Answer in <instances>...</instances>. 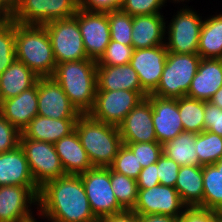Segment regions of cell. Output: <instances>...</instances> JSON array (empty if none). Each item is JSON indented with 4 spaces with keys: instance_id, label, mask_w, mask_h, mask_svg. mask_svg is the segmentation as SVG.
<instances>
[{
    "instance_id": "8992f818",
    "label": "cell",
    "mask_w": 222,
    "mask_h": 222,
    "mask_svg": "<svg viewBox=\"0 0 222 222\" xmlns=\"http://www.w3.org/2000/svg\"><path fill=\"white\" fill-rule=\"evenodd\" d=\"M186 3L183 7H179L173 14L170 23H165V45L168 52L177 54H197L201 27L204 21L202 16L193 9L187 7ZM192 8V9H191Z\"/></svg>"
},
{
    "instance_id": "836d02e7",
    "label": "cell",
    "mask_w": 222,
    "mask_h": 222,
    "mask_svg": "<svg viewBox=\"0 0 222 222\" xmlns=\"http://www.w3.org/2000/svg\"><path fill=\"white\" fill-rule=\"evenodd\" d=\"M111 40L132 46L133 17L121 10L108 11Z\"/></svg>"
},
{
    "instance_id": "ac0fdd59",
    "label": "cell",
    "mask_w": 222,
    "mask_h": 222,
    "mask_svg": "<svg viewBox=\"0 0 222 222\" xmlns=\"http://www.w3.org/2000/svg\"><path fill=\"white\" fill-rule=\"evenodd\" d=\"M152 116V105L145 98L127 114L118 126L122 142H157Z\"/></svg>"
},
{
    "instance_id": "d6a6232c",
    "label": "cell",
    "mask_w": 222,
    "mask_h": 222,
    "mask_svg": "<svg viewBox=\"0 0 222 222\" xmlns=\"http://www.w3.org/2000/svg\"><path fill=\"white\" fill-rule=\"evenodd\" d=\"M110 182L119 205L124 210H133L138 197L136 179L117 173L110 168Z\"/></svg>"
},
{
    "instance_id": "d590c367",
    "label": "cell",
    "mask_w": 222,
    "mask_h": 222,
    "mask_svg": "<svg viewBox=\"0 0 222 222\" xmlns=\"http://www.w3.org/2000/svg\"><path fill=\"white\" fill-rule=\"evenodd\" d=\"M134 48L120 42L110 40L103 55L96 62L97 66H120L128 64L131 60Z\"/></svg>"
},
{
    "instance_id": "5b68a950",
    "label": "cell",
    "mask_w": 222,
    "mask_h": 222,
    "mask_svg": "<svg viewBox=\"0 0 222 222\" xmlns=\"http://www.w3.org/2000/svg\"><path fill=\"white\" fill-rule=\"evenodd\" d=\"M200 61L198 54L168 52L160 82L151 94L171 99L186 96Z\"/></svg>"
},
{
    "instance_id": "5bb4252c",
    "label": "cell",
    "mask_w": 222,
    "mask_h": 222,
    "mask_svg": "<svg viewBox=\"0 0 222 222\" xmlns=\"http://www.w3.org/2000/svg\"><path fill=\"white\" fill-rule=\"evenodd\" d=\"M76 20L87 56L97 62L111 40L108 14L107 12H89L78 8Z\"/></svg>"
},
{
    "instance_id": "9c48e42d",
    "label": "cell",
    "mask_w": 222,
    "mask_h": 222,
    "mask_svg": "<svg viewBox=\"0 0 222 222\" xmlns=\"http://www.w3.org/2000/svg\"><path fill=\"white\" fill-rule=\"evenodd\" d=\"M149 94L130 90H97L88 114L106 124L119 126L127 114Z\"/></svg>"
},
{
    "instance_id": "f1b7e54d",
    "label": "cell",
    "mask_w": 222,
    "mask_h": 222,
    "mask_svg": "<svg viewBox=\"0 0 222 222\" xmlns=\"http://www.w3.org/2000/svg\"><path fill=\"white\" fill-rule=\"evenodd\" d=\"M196 133L182 131L174 139L162 144L163 154L178 165H199L195 150Z\"/></svg>"
},
{
    "instance_id": "d4e9b609",
    "label": "cell",
    "mask_w": 222,
    "mask_h": 222,
    "mask_svg": "<svg viewBox=\"0 0 222 222\" xmlns=\"http://www.w3.org/2000/svg\"><path fill=\"white\" fill-rule=\"evenodd\" d=\"M97 90H130L146 92L138 74L128 63L118 66H97Z\"/></svg>"
},
{
    "instance_id": "52a82bcc",
    "label": "cell",
    "mask_w": 222,
    "mask_h": 222,
    "mask_svg": "<svg viewBox=\"0 0 222 222\" xmlns=\"http://www.w3.org/2000/svg\"><path fill=\"white\" fill-rule=\"evenodd\" d=\"M78 0H13L10 19L24 25H44L76 14Z\"/></svg>"
},
{
    "instance_id": "f35d334b",
    "label": "cell",
    "mask_w": 222,
    "mask_h": 222,
    "mask_svg": "<svg viewBox=\"0 0 222 222\" xmlns=\"http://www.w3.org/2000/svg\"><path fill=\"white\" fill-rule=\"evenodd\" d=\"M166 0H123L120 10L133 16L160 14ZM163 7V8H162Z\"/></svg>"
},
{
    "instance_id": "7402d4cb",
    "label": "cell",
    "mask_w": 222,
    "mask_h": 222,
    "mask_svg": "<svg viewBox=\"0 0 222 222\" xmlns=\"http://www.w3.org/2000/svg\"><path fill=\"white\" fill-rule=\"evenodd\" d=\"M77 119H53L35 116L21 132L20 138L56 143L75 130Z\"/></svg>"
},
{
    "instance_id": "11a10c76",
    "label": "cell",
    "mask_w": 222,
    "mask_h": 222,
    "mask_svg": "<svg viewBox=\"0 0 222 222\" xmlns=\"http://www.w3.org/2000/svg\"><path fill=\"white\" fill-rule=\"evenodd\" d=\"M37 220H38V219L35 218V216H33V217H31L30 219L25 220V221H22V222H38Z\"/></svg>"
},
{
    "instance_id": "44dd1931",
    "label": "cell",
    "mask_w": 222,
    "mask_h": 222,
    "mask_svg": "<svg viewBox=\"0 0 222 222\" xmlns=\"http://www.w3.org/2000/svg\"><path fill=\"white\" fill-rule=\"evenodd\" d=\"M166 19L163 13L133 16L131 36L134 50L164 45Z\"/></svg>"
},
{
    "instance_id": "30bf717a",
    "label": "cell",
    "mask_w": 222,
    "mask_h": 222,
    "mask_svg": "<svg viewBox=\"0 0 222 222\" xmlns=\"http://www.w3.org/2000/svg\"><path fill=\"white\" fill-rule=\"evenodd\" d=\"M20 147L25 153L30 172L39 188L66 175L53 143L20 138Z\"/></svg>"
},
{
    "instance_id": "f907efd6",
    "label": "cell",
    "mask_w": 222,
    "mask_h": 222,
    "mask_svg": "<svg viewBox=\"0 0 222 222\" xmlns=\"http://www.w3.org/2000/svg\"><path fill=\"white\" fill-rule=\"evenodd\" d=\"M8 19L9 17L5 13H0V26H2Z\"/></svg>"
},
{
    "instance_id": "c3c4849f",
    "label": "cell",
    "mask_w": 222,
    "mask_h": 222,
    "mask_svg": "<svg viewBox=\"0 0 222 222\" xmlns=\"http://www.w3.org/2000/svg\"><path fill=\"white\" fill-rule=\"evenodd\" d=\"M13 8V0H0V13H5L10 17Z\"/></svg>"
},
{
    "instance_id": "f6af8a7d",
    "label": "cell",
    "mask_w": 222,
    "mask_h": 222,
    "mask_svg": "<svg viewBox=\"0 0 222 222\" xmlns=\"http://www.w3.org/2000/svg\"><path fill=\"white\" fill-rule=\"evenodd\" d=\"M138 189H149L160 184L157 175V162L142 168L136 179Z\"/></svg>"
},
{
    "instance_id": "d6986e66",
    "label": "cell",
    "mask_w": 222,
    "mask_h": 222,
    "mask_svg": "<svg viewBox=\"0 0 222 222\" xmlns=\"http://www.w3.org/2000/svg\"><path fill=\"white\" fill-rule=\"evenodd\" d=\"M0 114L20 132L38 115V81L19 95L0 102Z\"/></svg>"
},
{
    "instance_id": "74e56055",
    "label": "cell",
    "mask_w": 222,
    "mask_h": 222,
    "mask_svg": "<svg viewBox=\"0 0 222 222\" xmlns=\"http://www.w3.org/2000/svg\"><path fill=\"white\" fill-rule=\"evenodd\" d=\"M136 156L142 168L156 163L163 154L162 144L159 142L123 143Z\"/></svg>"
},
{
    "instance_id": "9a60e30c",
    "label": "cell",
    "mask_w": 222,
    "mask_h": 222,
    "mask_svg": "<svg viewBox=\"0 0 222 222\" xmlns=\"http://www.w3.org/2000/svg\"><path fill=\"white\" fill-rule=\"evenodd\" d=\"M38 115L53 119H78L81 113L53 77H39Z\"/></svg>"
},
{
    "instance_id": "603a6c76",
    "label": "cell",
    "mask_w": 222,
    "mask_h": 222,
    "mask_svg": "<svg viewBox=\"0 0 222 222\" xmlns=\"http://www.w3.org/2000/svg\"><path fill=\"white\" fill-rule=\"evenodd\" d=\"M54 147L66 175H80L93 168L76 130L54 143Z\"/></svg>"
},
{
    "instance_id": "f5cc1de1",
    "label": "cell",
    "mask_w": 222,
    "mask_h": 222,
    "mask_svg": "<svg viewBox=\"0 0 222 222\" xmlns=\"http://www.w3.org/2000/svg\"><path fill=\"white\" fill-rule=\"evenodd\" d=\"M167 1H168V2L170 1V3L173 1L172 3H174V4H175V3H176V4H177V3L180 4V3L182 2V5H183V4H184L183 2H186V3H187V2H189L190 0H166V3H167Z\"/></svg>"
},
{
    "instance_id": "7c38bea8",
    "label": "cell",
    "mask_w": 222,
    "mask_h": 222,
    "mask_svg": "<svg viewBox=\"0 0 222 222\" xmlns=\"http://www.w3.org/2000/svg\"><path fill=\"white\" fill-rule=\"evenodd\" d=\"M39 189L38 186H0V222H22L33 217Z\"/></svg>"
},
{
    "instance_id": "7dc6e473",
    "label": "cell",
    "mask_w": 222,
    "mask_h": 222,
    "mask_svg": "<svg viewBox=\"0 0 222 222\" xmlns=\"http://www.w3.org/2000/svg\"><path fill=\"white\" fill-rule=\"evenodd\" d=\"M139 222H179V217H171L160 214L138 215Z\"/></svg>"
},
{
    "instance_id": "4dcf8cb0",
    "label": "cell",
    "mask_w": 222,
    "mask_h": 222,
    "mask_svg": "<svg viewBox=\"0 0 222 222\" xmlns=\"http://www.w3.org/2000/svg\"><path fill=\"white\" fill-rule=\"evenodd\" d=\"M178 111L183 130L192 133L204 131V101L189 98H178Z\"/></svg>"
},
{
    "instance_id": "1f68e13d",
    "label": "cell",
    "mask_w": 222,
    "mask_h": 222,
    "mask_svg": "<svg viewBox=\"0 0 222 222\" xmlns=\"http://www.w3.org/2000/svg\"><path fill=\"white\" fill-rule=\"evenodd\" d=\"M195 150L199 166L214 164L222 158V137L204 130L196 135Z\"/></svg>"
},
{
    "instance_id": "f546056e",
    "label": "cell",
    "mask_w": 222,
    "mask_h": 222,
    "mask_svg": "<svg viewBox=\"0 0 222 222\" xmlns=\"http://www.w3.org/2000/svg\"><path fill=\"white\" fill-rule=\"evenodd\" d=\"M203 209L222 212V173L213 164L203 166Z\"/></svg>"
},
{
    "instance_id": "b9f144b4",
    "label": "cell",
    "mask_w": 222,
    "mask_h": 222,
    "mask_svg": "<svg viewBox=\"0 0 222 222\" xmlns=\"http://www.w3.org/2000/svg\"><path fill=\"white\" fill-rule=\"evenodd\" d=\"M204 130L222 137V109L210 101H204Z\"/></svg>"
},
{
    "instance_id": "8fae6325",
    "label": "cell",
    "mask_w": 222,
    "mask_h": 222,
    "mask_svg": "<svg viewBox=\"0 0 222 222\" xmlns=\"http://www.w3.org/2000/svg\"><path fill=\"white\" fill-rule=\"evenodd\" d=\"M94 216H104L124 211L119 205L110 182V167H93L79 175Z\"/></svg>"
},
{
    "instance_id": "4fadbf2b",
    "label": "cell",
    "mask_w": 222,
    "mask_h": 222,
    "mask_svg": "<svg viewBox=\"0 0 222 222\" xmlns=\"http://www.w3.org/2000/svg\"><path fill=\"white\" fill-rule=\"evenodd\" d=\"M186 208L175 187L159 184L149 189H138L133 211L138 215L160 214L180 217Z\"/></svg>"
},
{
    "instance_id": "e0dca14e",
    "label": "cell",
    "mask_w": 222,
    "mask_h": 222,
    "mask_svg": "<svg viewBox=\"0 0 222 222\" xmlns=\"http://www.w3.org/2000/svg\"><path fill=\"white\" fill-rule=\"evenodd\" d=\"M146 98L152 105V123L157 142L164 144L184 131L178 111V99L160 98L152 94Z\"/></svg>"
},
{
    "instance_id": "83f0119b",
    "label": "cell",
    "mask_w": 222,
    "mask_h": 222,
    "mask_svg": "<svg viewBox=\"0 0 222 222\" xmlns=\"http://www.w3.org/2000/svg\"><path fill=\"white\" fill-rule=\"evenodd\" d=\"M197 54L205 59H222V12L204 17Z\"/></svg>"
},
{
    "instance_id": "bcb514c9",
    "label": "cell",
    "mask_w": 222,
    "mask_h": 222,
    "mask_svg": "<svg viewBox=\"0 0 222 222\" xmlns=\"http://www.w3.org/2000/svg\"><path fill=\"white\" fill-rule=\"evenodd\" d=\"M98 222H139L138 214L133 210H124L122 212L104 216L98 219Z\"/></svg>"
},
{
    "instance_id": "9f6ffc18",
    "label": "cell",
    "mask_w": 222,
    "mask_h": 222,
    "mask_svg": "<svg viewBox=\"0 0 222 222\" xmlns=\"http://www.w3.org/2000/svg\"><path fill=\"white\" fill-rule=\"evenodd\" d=\"M217 222H222V212H217Z\"/></svg>"
},
{
    "instance_id": "7bdbcfd3",
    "label": "cell",
    "mask_w": 222,
    "mask_h": 222,
    "mask_svg": "<svg viewBox=\"0 0 222 222\" xmlns=\"http://www.w3.org/2000/svg\"><path fill=\"white\" fill-rule=\"evenodd\" d=\"M123 0H78V8L89 12L120 10Z\"/></svg>"
},
{
    "instance_id": "4316f807",
    "label": "cell",
    "mask_w": 222,
    "mask_h": 222,
    "mask_svg": "<svg viewBox=\"0 0 222 222\" xmlns=\"http://www.w3.org/2000/svg\"><path fill=\"white\" fill-rule=\"evenodd\" d=\"M39 77L24 63L15 60L0 75V102L13 98L24 90L33 87Z\"/></svg>"
},
{
    "instance_id": "ffe728a7",
    "label": "cell",
    "mask_w": 222,
    "mask_h": 222,
    "mask_svg": "<svg viewBox=\"0 0 222 222\" xmlns=\"http://www.w3.org/2000/svg\"><path fill=\"white\" fill-rule=\"evenodd\" d=\"M222 87V59L201 58L197 73L192 79L187 97L210 101Z\"/></svg>"
},
{
    "instance_id": "2e32d148",
    "label": "cell",
    "mask_w": 222,
    "mask_h": 222,
    "mask_svg": "<svg viewBox=\"0 0 222 222\" xmlns=\"http://www.w3.org/2000/svg\"><path fill=\"white\" fill-rule=\"evenodd\" d=\"M168 50L166 45L135 49L129 64L138 74L141 87L151 94L158 86Z\"/></svg>"
},
{
    "instance_id": "ba28073f",
    "label": "cell",
    "mask_w": 222,
    "mask_h": 222,
    "mask_svg": "<svg viewBox=\"0 0 222 222\" xmlns=\"http://www.w3.org/2000/svg\"><path fill=\"white\" fill-rule=\"evenodd\" d=\"M47 29L56 64L89 59L76 20V14L66 19L50 21Z\"/></svg>"
},
{
    "instance_id": "cb8c5ba5",
    "label": "cell",
    "mask_w": 222,
    "mask_h": 222,
    "mask_svg": "<svg viewBox=\"0 0 222 222\" xmlns=\"http://www.w3.org/2000/svg\"><path fill=\"white\" fill-rule=\"evenodd\" d=\"M37 186L20 145L9 152L0 153V186Z\"/></svg>"
},
{
    "instance_id": "6da1fadb",
    "label": "cell",
    "mask_w": 222,
    "mask_h": 222,
    "mask_svg": "<svg viewBox=\"0 0 222 222\" xmlns=\"http://www.w3.org/2000/svg\"><path fill=\"white\" fill-rule=\"evenodd\" d=\"M36 211L40 217L61 222H98L79 175H65L39 189Z\"/></svg>"
},
{
    "instance_id": "681fc988",
    "label": "cell",
    "mask_w": 222,
    "mask_h": 222,
    "mask_svg": "<svg viewBox=\"0 0 222 222\" xmlns=\"http://www.w3.org/2000/svg\"><path fill=\"white\" fill-rule=\"evenodd\" d=\"M210 102L222 109V87L216 91Z\"/></svg>"
},
{
    "instance_id": "3957f363",
    "label": "cell",
    "mask_w": 222,
    "mask_h": 222,
    "mask_svg": "<svg viewBox=\"0 0 222 222\" xmlns=\"http://www.w3.org/2000/svg\"><path fill=\"white\" fill-rule=\"evenodd\" d=\"M75 130L93 167H110L123 145L119 128L87 113L76 120Z\"/></svg>"
},
{
    "instance_id": "ab89813d",
    "label": "cell",
    "mask_w": 222,
    "mask_h": 222,
    "mask_svg": "<svg viewBox=\"0 0 222 222\" xmlns=\"http://www.w3.org/2000/svg\"><path fill=\"white\" fill-rule=\"evenodd\" d=\"M20 136L21 132L0 114V153L16 149Z\"/></svg>"
},
{
    "instance_id": "277c9868",
    "label": "cell",
    "mask_w": 222,
    "mask_h": 222,
    "mask_svg": "<svg viewBox=\"0 0 222 222\" xmlns=\"http://www.w3.org/2000/svg\"><path fill=\"white\" fill-rule=\"evenodd\" d=\"M17 60L38 77H52L56 68L51 41L44 25H24L15 22Z\"/></svg>"
},
{
    "instance_id": "db71d44e",
    "label": "cell",
    "mask_w": 222,
    "mask_h": 222,
    "mask_svg": "<svg viewBox=\"0 0 222 222\" xmlns=\"http://www.w3.org/2000/svg\"><path fill=\"white\" fill-rule=\"evenodd\" d=\"M40 218H42V219H46L47 221H50V222H61V221H59V220H56V219H53V218H49V217H40Z\"/></svg>"
},
{
    "instance_id": "484cf974",
    "label": "cell",
    "mask_w": 222,
    "mask_h": 222,
    "mask_svg": "<svg viewBox=\"0 0 222 222\" xmlns=\"http://www.w3.org/2000/svg\"><path fill=\"white\" fill-rule=\"evenodd\" d=\"M175 189L187 207L203 208V166H180Z\"/></svg>"
},
{
    "instance_id": "60d3db41",
    "label": "cell",
    "mask_w": 222,
    "mask_h": 222,
    "mask_svg": "<svg viewBox=\"0 0 222 222\" xmlns=\"http://www.w3.org/2000/svg\"><path fill=\"white\" fill-rule=\"evenodd\" d=\"M180 165L164 154L157 161V175L161 185L175 187Z\"/></svg>"
},
{
    "instance_id": "8d00e7d4",
    "label": "cell",
    "mask_w": 222,
    "mask_h": 222,
    "mask_svg": "<svg viewBox=\"0 0 222 222\" xmlns=\"http://www.w3.org/2000/svg\"><path fill=\"white\" fill-rule=\"evenodd\" d=\"M110 168L120 174L137 179L142 170L140 162H138L133 152L123 144Z\"/></svg>"
},
{
    "instance_id": "816d5d0a",
    "label": "cell",
    "mask_w": 222,
    "mask_h": 222,
    "mask_svg": "<svg viewBox=\"0 0 222 222\" xmlns=\"http://www.w3.org/2000/svg\"><path fill=\"white\" fill-rule=\"evenodd\" d=\"M213 165L218 169V171H221L222 173V158Z\"/></svg>"
},
{
    "instance_id": "e575fe53",
    "label": "cell",
    "mask_w": 222,
    "mask_h": 222,
    "mask_svg": "<svg viewBox=\"0 0 222 222\" xmlns=\"http://www.w3.org/2000/svg\"><path fill=\"white\" fill-rule=\"evenodd\" d=\"M17 60L15 50V21L10 18L0 26V75Z\"/></svg>"
},
{
    "instance_id": "7a4b0ae2",
    "label": "cell",
    "mask_w": 222,
    "mask_h": 222,
    "mask_svg": "<svg viewBox=\"0 0 222 222\" xmlns=\"http://www.w3.org/2000/svg\"><path fill=\"white\" fill-rule=\"evenodd\" d=\"M52 77L81 114L93 107L97 91V63L92 59L56 64Z\"/></svg>"
},
{
    "instance_id": "ee69618b",
    "label": "cell",
    "mask_w": 222,
    "mask_h": 222,
    "mask_svg": "<svg viewBox=\"0 0 222 222\" xmlns=\"http://www.w3.org/2000/svg\"><path fill=\"white\" fill-rule=\"evenodd\" d=\"M179 222H217V212L199 207H187Z\"/></svg>"
}]
</instances>
